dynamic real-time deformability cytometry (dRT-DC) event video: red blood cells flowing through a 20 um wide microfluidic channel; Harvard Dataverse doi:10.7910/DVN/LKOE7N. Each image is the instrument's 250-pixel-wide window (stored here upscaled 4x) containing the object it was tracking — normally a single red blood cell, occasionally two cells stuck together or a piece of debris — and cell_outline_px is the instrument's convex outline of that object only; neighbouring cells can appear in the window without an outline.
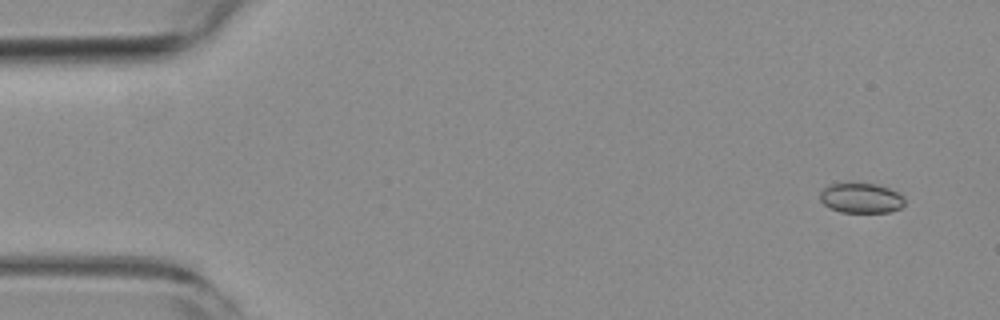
{"species": "common noctule bat (a hibernating species)", "species_latin": "Nyctalus noctula", "temperature_condition": "room temperature", "stored_images_in_passage": 29, "camera_frame_rate_fps": 3000, "um_per_image_px": 0.085, "animal": {"sex": "female", "body_mass_g": 19.3, "forearm_length_mm": 54.1}, "frame": {"image": 1, "passage_image": 1, "time_ms": 0.0, "image_size_px": [1000, 320], "cell_outline_px": [[904, 204], [900, 208], [888, 212], [840, 212], [828, 208], [820, 200], [820, 192], [828, 184], [848, 180], [876, 184], [888, 188], [904, 196]], "centroid_in_image_um": [73.13, 16.79], "position_along_channel_um": 11.9, "area_um2": 15.37}}
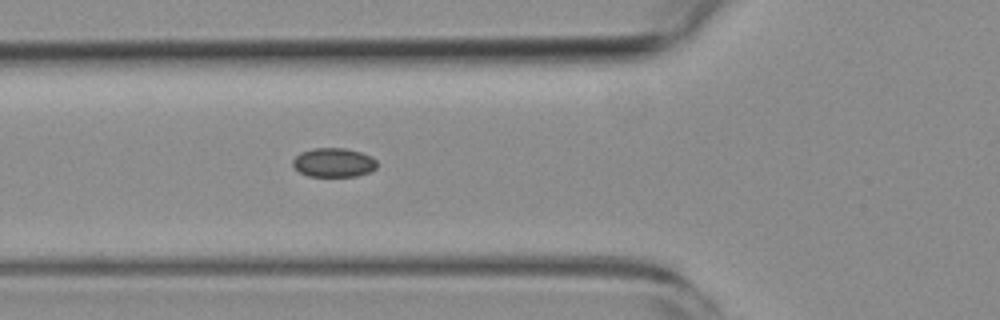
{"frame": {"image": 2, "passage_image": 17, "time_ms": 5.333, "image_size_px": [1000, 320], "cell_outline_px": [[376, 168], [368, 172], [356, 176], [308, 176], [300, 172], [292, 164], [292, 160], [300, 152], [312, 148], [344, 148], [360, 152], [372, 156], [376, 160]], "centroid_in_image_um": [28.35, 13.81], "position_along_channel_um": 97.5, "area_um2": 14.22}}
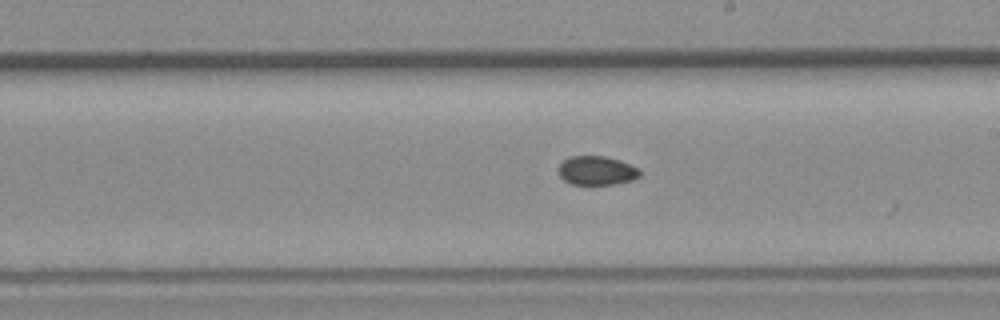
{"frame": {"image": 3, "passage_image": 28, "time_ms": 9.0, "image_size_px": [1000, 320], "cell_outline_px": [[640, 176], [632, 180], [612, 184], [588, 188], [572, 184], [564, 180], [560, 176], [560, 164], [564, 160], [572, 156], [604, 156], [620, 160], [640, 168]], "centroid_in_image_um": [50.73, 14.54], "position_along_channel_um": 238.3, "area_um2": 14.16}}